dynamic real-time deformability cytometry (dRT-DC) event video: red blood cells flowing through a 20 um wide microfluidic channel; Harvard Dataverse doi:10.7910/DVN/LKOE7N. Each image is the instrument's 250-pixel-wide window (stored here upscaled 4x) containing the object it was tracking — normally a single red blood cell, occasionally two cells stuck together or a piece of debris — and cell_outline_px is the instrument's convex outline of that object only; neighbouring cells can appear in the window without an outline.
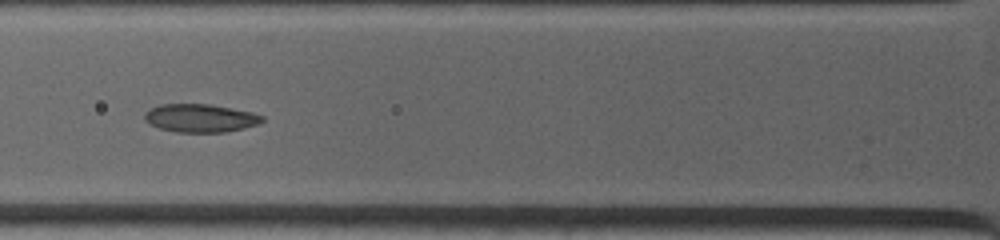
{"species": "common noctule bat (a hibernating species)", "species_latin": "Nyctalus noctula", "temperature_condition": "warm", "stored_images_in_passage": 7, "camera_frame_rate_fps": 4500, "um_per_image_px": 0.085, "animal": {"sex": "female", "body_mass_g": 19.0, "forearm_length_mm": 53.3}, "frame": {"image": 1, "passage_image": 4, "time_ms": 3.333, "image_size_px": [1000, 240], "cell_outline_px": [[264, 120], [260, 124], [244, 128], [224, 132], [176, 132], [160, 128], [148, 124], [144, 120], [144, 112], [160, 104], [212, 104], [252, 112], [264, 116]], "centroid_in_image_um": [17.03, 10.03], "position_along_channel_um": 108.8, "area_um2": 19.48}}
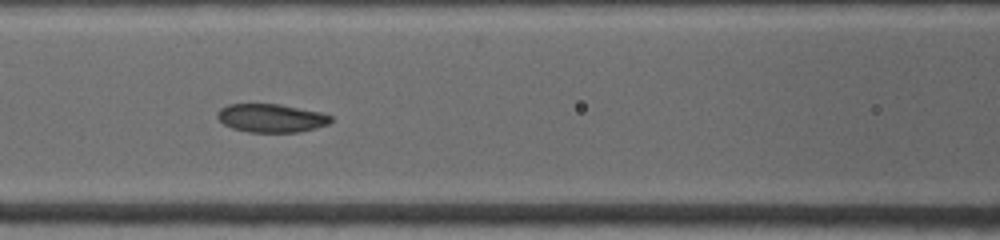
{"frame": {"image": 2, "passage_image": 5, "time_ms": 4.222, "image_size_px": [1000, 240], "cell_outline_px": [[332, 120], [328, 124], [316, 128], [300, 132], [248, 132], [232, 128], [224, 124], [216, 116], [216, 112], [220, 108], [228, 104], [280, 104], [324, 112], [332, 116]], "centroid_in_image_um": [23.07, 10.03], "position_along_channel_um": 143.5, "area_um2": 19.02}}
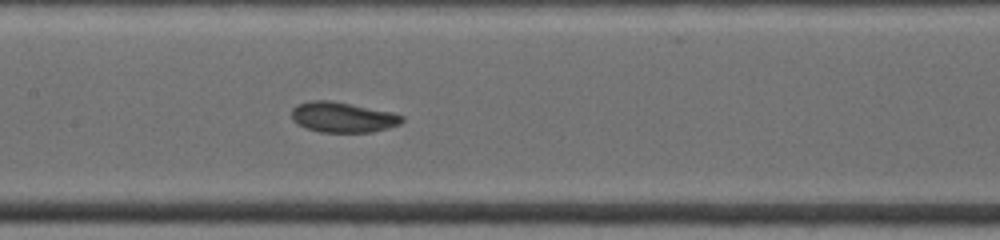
{"frame": {"image": 3, "passage_image": 7, "time_ms": 5.111, "image_size_px": [1000, 240], "cell_outline_px": [[404, 120], [400, 124], [388, 128], [372, 132], [320, 132], [304, 128], [296, 124], [292, 120], [292, 108], [296, 104], [312, 100], [332, 100], [396, 112], [404, 116]], "centroid_in_image_um": [29.14, 9.95], "position_along_channel_um": 178.3, "area_um2": 20.0}}